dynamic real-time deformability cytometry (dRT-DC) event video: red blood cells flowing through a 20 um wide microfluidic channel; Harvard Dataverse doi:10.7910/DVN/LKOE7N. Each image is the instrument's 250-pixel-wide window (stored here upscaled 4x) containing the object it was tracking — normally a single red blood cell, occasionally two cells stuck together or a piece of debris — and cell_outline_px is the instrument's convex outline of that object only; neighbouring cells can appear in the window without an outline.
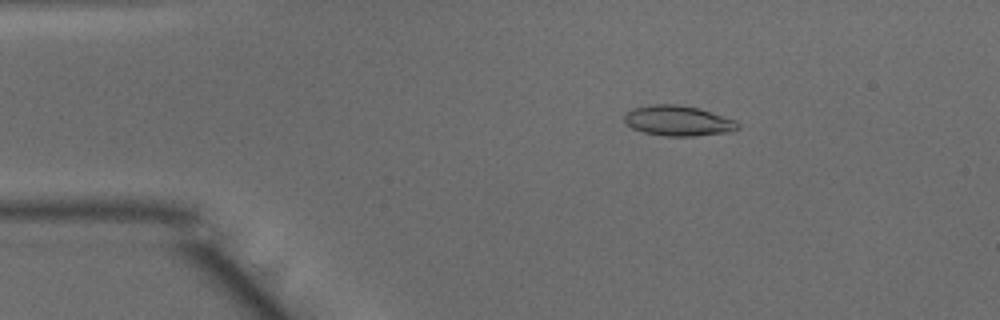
{"species": "common noctule bat (a hibernating species)", "species_latin": "Nyctalus noctula", "temperature_condition": "warm", "stored_images_in_passage": 49, "camera_frame_rate_fps": 3000, "um_per_image_px": 0.085, "animal": {"sex": "male", "body_mass_g": 15.6}, "frame": {"image": 1, "passage_image": 8, "time_ms": 2.333, "image_size_px": [1000, 320], "cell_outline_px": [[740, 128], [732, 132], [692, 136], [664, 136], [644, 132], [632, 128], [624, 120], [624, 112], [636, 108], [652, 104], [676, 104], [700, 108], [736, 120], [740, 124]], "centroid_in_image_um": [57.68, 10.26], "position_along_channel_um": 27.3, "area_um2": 20.17}}
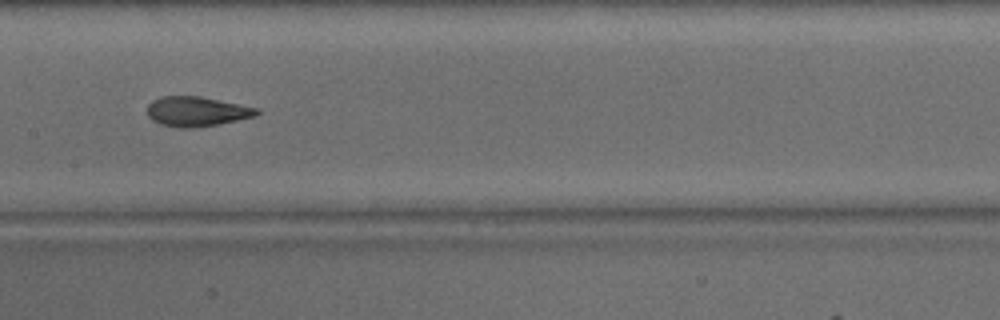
{"frame": {"image": 2, "passage_image": 24, "time_ms": 7.667, "image_size_px": [1000, 320], "cell_outline_px": [[260, 112], [256, 116], [216, 124], [188, 128], [180, 128], [160, 124], [152, 120], [148, 116], [148, 104], [152, 100], [164, 96], [200, 96], [260, 108]], "centroid_in_image_um": [16.72, 9.46], "position_along_channel_um": 190.7, "area_um2": 18.9}}
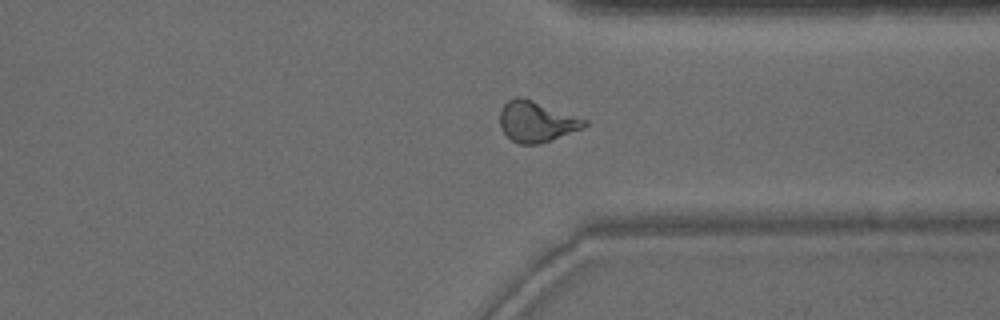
{"frame": {"image": 3, "passage_image": 37, "time_ms": 12.0, "image_size_px": [1000, 320], "cell_outline_px": [[588, 124], [584, 128], [552, 140], [536, 144], [520, 144], [512, 140], [500, 128], [500, 112], [504, 104], [508, 100], [516, 96], [520, 96], [532, 100], [588, 120]], "centroid_in_image_um": [45.61, 10.33], "position_along_channel_um": 365.8, "area_um2": 20.0}, "authors_computed_cell_mechanics": {"area_um2": 19.4786, "velocity_mm_per_s": 4.0603, "shape_relaxation_time_tau1_ms": 6.2146, "shape_relaxation_time_tau2_ms": 1.3231, "deformation_change_tau1": 0.195, "deformation_change_tau2": 0.0808}}